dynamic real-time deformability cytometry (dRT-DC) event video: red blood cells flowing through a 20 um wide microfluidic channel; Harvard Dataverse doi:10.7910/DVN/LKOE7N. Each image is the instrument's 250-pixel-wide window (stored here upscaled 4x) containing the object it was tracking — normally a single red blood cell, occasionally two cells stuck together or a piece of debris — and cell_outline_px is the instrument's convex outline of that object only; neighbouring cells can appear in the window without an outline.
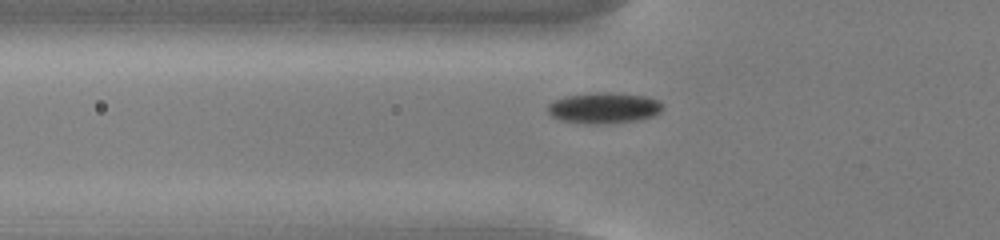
{"species": "common noctule bat (a hibernating species)", "species_latin": "Nyctalus noctula", "temperature_condition": "cold", "stored_images_in_passage": 36, "camera_frame_rate_fps": 3000, "um_per_image_px": 0.085, "animal": {"sex": "male", "body_mass_g": 13.0, "forearm_length_mm": 53.1}, "frame": {"image": 1, "passage_image": 4, "time_ms": 1.0, "image_size_px": [1000, 240], "cell_outline_px": [[664, 108], [660, 112], [652, 116], [640, 120], [596, 124], [564, 120], [552, 116], [548, 112], [548, 104], [556, 100], [568, 96], [600, 92], [604, 92], [644, 96], [660, 100], [664, 104]], "centroid_in_image_um": [51.41, 9.17], "position_along_channel_um": 74.4, "area_um2": 20.29}}
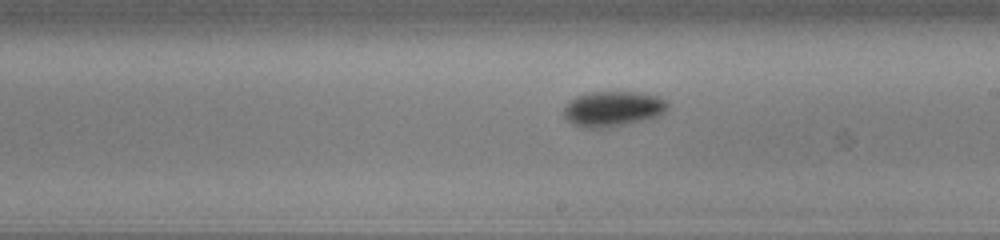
{"frame": {"image": 2, "passage_image": 17, "time_ms": 5.333, "image_size_px": [1000, 240], "cell_outline_px": [[668, 108], [664, 112], [656, 116], [628, 124], [608, 128], [580, 128], [568, 120], [564, 116], [564, 108], [568, 100], [576, 96], [588, 92], [636, 92], [660, 96], [668, 100]], "centroid_in_image_um": [52.09, 9.25], "position_along_channel_um": 236.9, "area_um2": 21.62}}
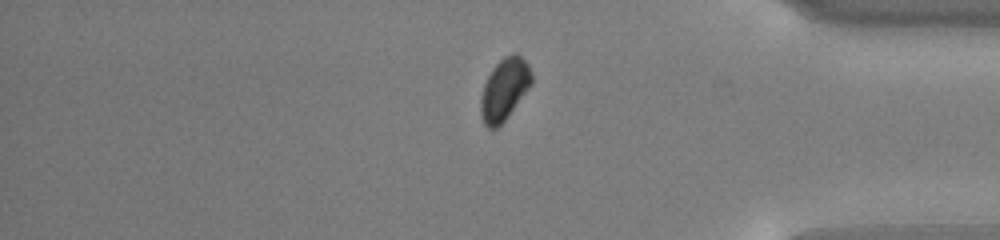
{"frame": {"image": 3, "passage_image": 31, "time_ms": 10.0, "image_size_px": [1000, 240], "cell_outline_px": [[532, 84], [508, 116], [496, 128], [488, 128], [484, 124], [480, 112], [480, 100], [484, 84], [492, 68], [504, 56], [512, 52], [516, 52], [528, 64], [532, 72]], "centroid_in_image_um": [42.88, 7.56], "position_along_channel_um": 392.3, "area_um2": 18.32}}